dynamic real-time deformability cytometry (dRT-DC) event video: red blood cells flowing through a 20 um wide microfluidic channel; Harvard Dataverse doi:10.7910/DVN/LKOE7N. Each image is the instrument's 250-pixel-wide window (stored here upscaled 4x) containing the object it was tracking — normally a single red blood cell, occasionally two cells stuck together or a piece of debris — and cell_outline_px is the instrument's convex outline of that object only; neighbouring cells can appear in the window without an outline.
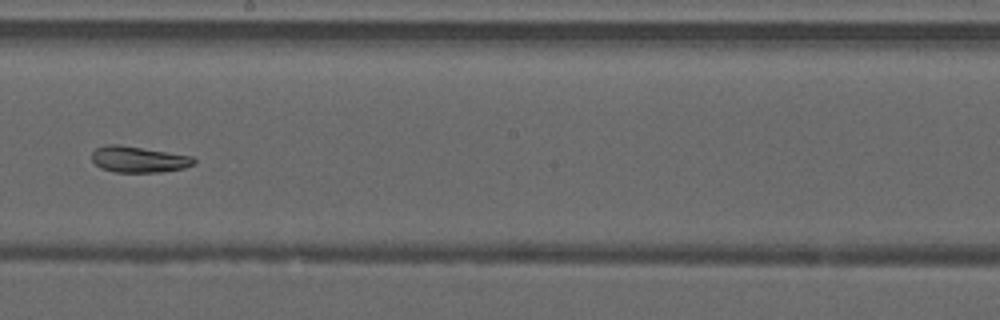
{"species": "common noctule bat (a hibernating species)", "species_latin": "Nyctalus noctula", "temperature_condition": "warm", "stored_images_in_passage": 48, "camera_frame_rate_fps": 3000, "um_per_image_px": 0.085, "animal": {"sex": "male", "forearm_length_mm": 52.5}, "frame": {"image": 1, "passage_image": 28, "time_ms": 9.0, "image_size_px": [1000, 320], "cell_outline_px": [[196, 164], [184, 168], [160, 172], [116, 172], [100, 168], [92, 160], [92, 152], [96, 148], [104, 144], [120, 144], [192, 156], [196, 160]], "centroid_in_image_um": [11.78, 13.54], "position_along_channel_um": 236.4, "area_um2": 15.66}, "authors_computed_cell_mechanics": {"area_um2": 20.6057, "velocity_mm_per_s": 4.2004, "shape_relaxation_time_tau1_ms": null, "shape_relaxation_time_tau2_ms": 2.8195, "deformation_change_tau1": null, "deformation_change_tau2": 0.0759}}